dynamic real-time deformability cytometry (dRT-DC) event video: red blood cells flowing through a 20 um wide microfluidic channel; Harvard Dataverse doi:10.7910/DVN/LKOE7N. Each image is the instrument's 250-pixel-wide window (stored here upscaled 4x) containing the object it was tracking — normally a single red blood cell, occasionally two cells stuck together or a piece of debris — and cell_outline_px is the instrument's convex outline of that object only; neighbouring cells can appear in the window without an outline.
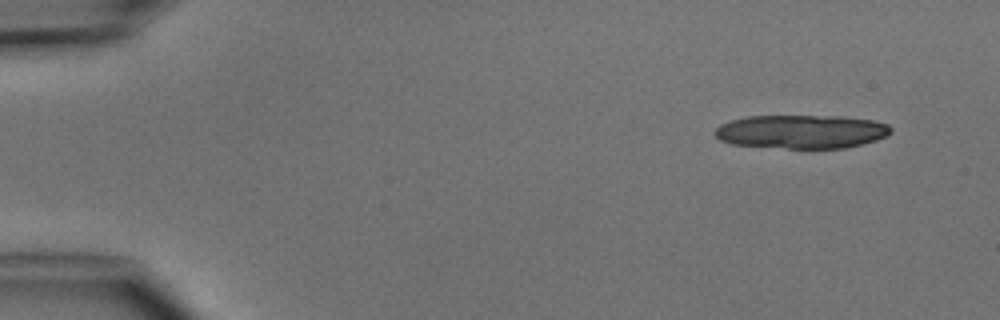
{"species": "common noctule bat (a hibernating species)", "species_latin": "Nyctalus noctula", "temperature_condition": "cold", "stored_images_in_passage": 4, "camera_frame_rate_fps": 3000, "um_per_image_px": 0.085, "animal": {"sex": "male", "body_mass_g": 15.6}, "frame": {"image": 1, "passage_image": 1, "time_ms": 0.0, "image_size_px": [1000, 320], "cell_outline_px": [[892, 132], [876, 140], [844, 148], [788, 148], [732, 144], [720, 140], [712, 132], [720, 124], [732, 120], [748, 116], [840, 116], [872, 120], [888, 124], [892, 128]], "centroid_in_image_um": [68.11, 11.18], "position_along_channel_um": 16.9, "area_um2": 34.39}}
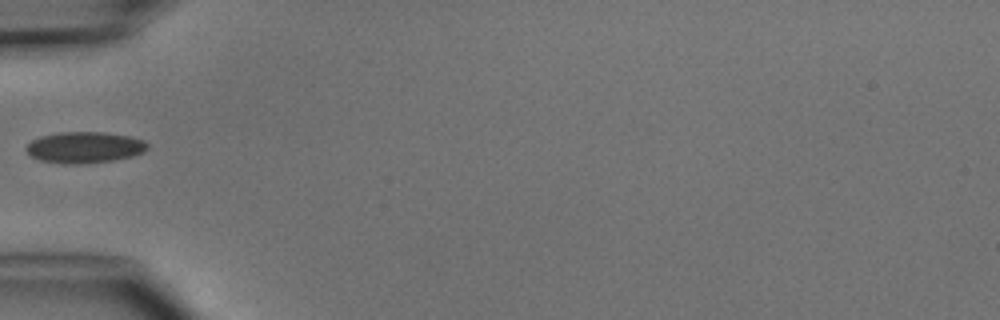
{"frame": {"image": 2, "passage_image": 4, "time_ms": 4.333, "image_size_px": [1000, 320], "cell_outline_px": [[148, 148], [144, 152], [132, 156], [112, 160], [80, 164], [64, 164], [40, 160], [32, 156], [24, 148], [32, 140], [40, 136], [60, 132], [104, 132], [128, 136], [144, 140], [148, 144]], "centroid_in_image_um": [7.18, 12.52], "position_along_channel_um": 77.8, "area_um2": 22.02}}